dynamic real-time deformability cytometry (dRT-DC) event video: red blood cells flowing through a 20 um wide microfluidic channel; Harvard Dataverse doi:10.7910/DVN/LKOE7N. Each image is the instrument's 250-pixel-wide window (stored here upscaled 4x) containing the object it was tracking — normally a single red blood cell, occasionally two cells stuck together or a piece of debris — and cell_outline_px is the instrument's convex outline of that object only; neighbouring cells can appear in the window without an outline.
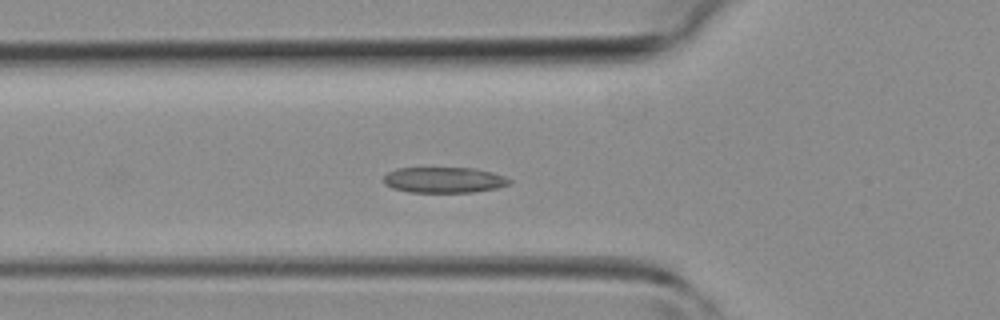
{"species": "common noctule bat (a hibernating species)", "species_latin": "Nyctalus noctula", "temperature_condition": "room temperature", "stored_images_in_passage": 43, "camera_frame_rate_fps": 3000, "um_per_image_px": 0.085, "animal": {"sex": "female", "body_mass_g": 19.3, "forearm_length_mm": 54.1}, "frame": {"image": 1, "passage_image": 14, "time_ms": 4.333, "image_size_px": [1000, 320], "cell_outline_px": [[512, 180], [508, 184], [496, 188], [472, 192], [408, 192], [392, 188], [384, 184], [384, 176], [388, 172], [396, 168], [476, 168], [492, 172], [504, 176]], "centroid_in_image_um": [37.72, 15.29], "position_along_channel_um": 88.1, "area_um2": 18.84}}
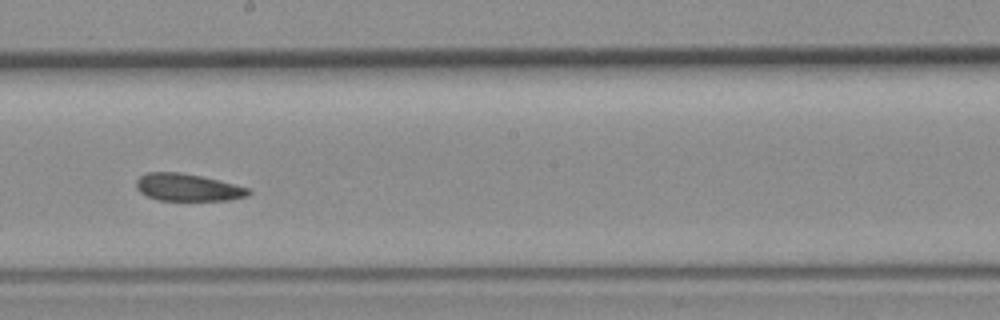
{"frame": {"image": 2, "passage_image": 23, "time_ms": 7.333, "image_size_px": [1000, 320], "cell_outline_px": [[252, 192], [248, 196], [228, 200], [160, 200], [148, 196], [140, 192], [136, 188], [136, 180], [140, 176], [148, 172], [180, 172], [200, 176], [248, 188]], "centroid_in_image_um": [15.93, 15.93], "position_along_channel_um": 232.3, "area_um2": 17.63}}
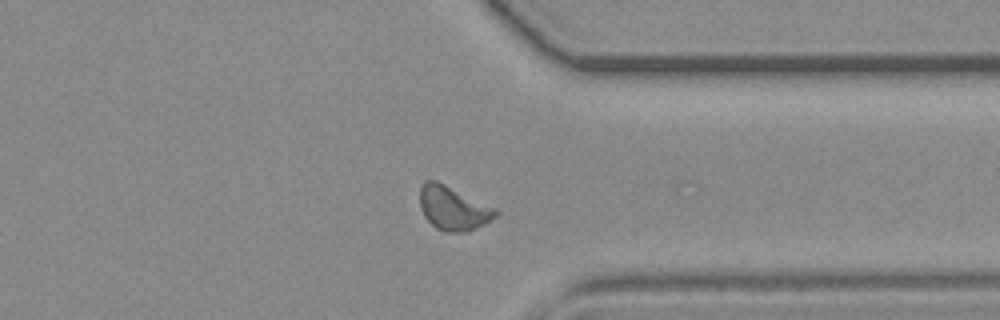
{"frame": {"image": 3, "passage_image": 32, "time_ms": 10.333, "image_size_px": [1000, 320], "cell_outline_px": [[500, 212], [496, 216], [484, 224], [468, 232], [444, 232], [436, 228], [424, 216], [420, 208], [420, 184], [424, 180], [436, 180], [496, 208]], "centroid_in_image_um": [38.5, 17.69], "position_along_channel_um": 372.9, "area_um2": 19.48}}